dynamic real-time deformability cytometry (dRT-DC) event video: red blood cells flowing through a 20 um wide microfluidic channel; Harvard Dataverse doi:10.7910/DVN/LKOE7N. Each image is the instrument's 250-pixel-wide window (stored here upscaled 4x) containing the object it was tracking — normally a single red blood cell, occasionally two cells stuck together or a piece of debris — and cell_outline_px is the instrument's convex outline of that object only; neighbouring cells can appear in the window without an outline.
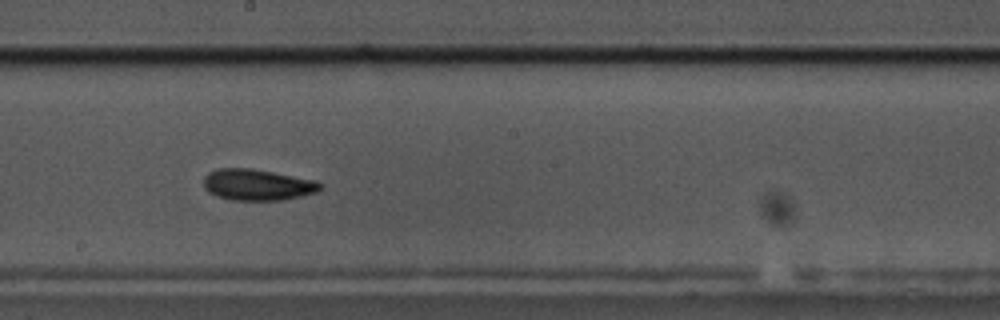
{"species": "common noctule bat (a hibernating species)", "species_latin": "Nyctalus noctula", "temperature_condition": "cold", "stored_images_in_passage": 49, "camera_frame_rate_fps": 3000, "um_per_image_px": 0.085, "animal": {"sex": "male", "body_mass_g": 17.5, "forearm_length_mm": 52.3}, "frame": {"image": 1, "passage_image": 23, "time_ms": 7.333, "image_size_px": [1000, 320], "cell_outline_px": [[324, 188], [316, 192], [284, 200], [232, 200], [216, 196], [208, 192], [204, 188], [204, 176], [208, 172], [220, 168], [252, 168], [320, 180], [324, 184]], "centroid_in_image_um": [21.94, 15.7], "position_along_channel_um": 226.3, "area_um2": 21.68}}
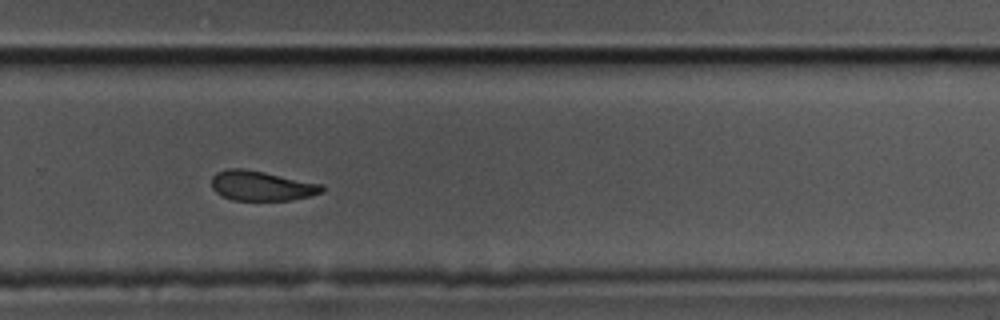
{"frame": {"image": 2, "passage_image": 30, "time_ms": 9.667, "image_size_px": [1000, 320], "cell_outline_px": [[324, 192], [292, 200], [232, 200], [216, 192], [212, 188], [212, 176], [216, 172], [228, 168], [244, 168], [324, 184]], "centroid_in_image_um": [22.24, 15.78], "position_along_channel_um": 307.6, "area_um2": 19.25}}
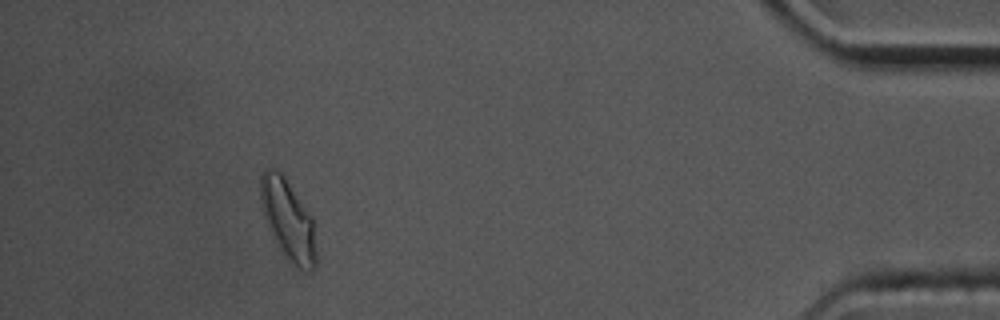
{"frame": {"image": 3, "passage_image": 44, "time_ms": 14.333, "image_size_px": [1000, 320], "cell_outline_px": [[316, 268], [300, 268], [288, 256], [280, 244], [264, 216], [260, 200], [260, 176], [264, 168], [272, 168], [280, 172], [284, 176], [312, 216], [316, 252]], "centroid_in_image_um": [24.49, 18.56], "position_along_channel_um": 410.7, "area_um2": 24.8}, "authors_computed_cell_mechanics": {"area_um2": 21.2126, "velocity_mm_per_s": 3.487, "shape_relaxation_time_tau1_ms": 6.3157, "shape_relaxation_time_tau2_ms": 8.7735, "deformation_change_tau1": 0.1417, "deformation_change_tau2": 0.1613}}